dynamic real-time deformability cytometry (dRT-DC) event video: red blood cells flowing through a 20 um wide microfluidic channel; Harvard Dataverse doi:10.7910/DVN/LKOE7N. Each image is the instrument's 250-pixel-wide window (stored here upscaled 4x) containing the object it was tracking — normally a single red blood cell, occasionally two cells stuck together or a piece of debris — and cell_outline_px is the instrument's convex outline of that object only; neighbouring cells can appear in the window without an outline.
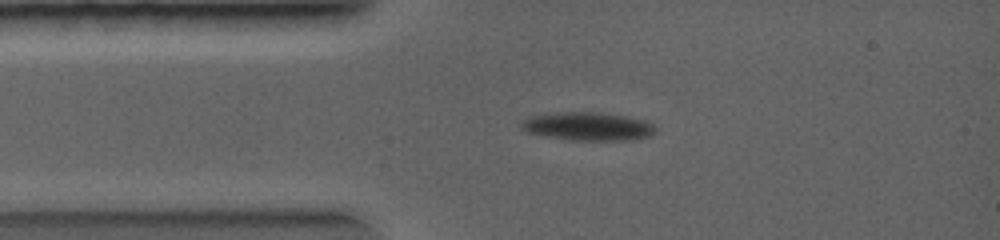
{"species": "common noctule bat (a hibernating species)", "species_latin": "Nyctalus noctula", "temperature_condition": "warm", "stored_images_in_passage": 39, "camera_frame_rate_fps": 5000, "um_per_image_px": 0.085, "animal": {"sex": "female", "body_mass_g": 19.0, "forearm_length_mm": 56.7}, "frame": {"image": 1, "passage_image": 6, "time_ms": 1.4, "image_size_px": [1000, 240], "cell_outline_px": [[656, 132], [652, 136], [632, 140], [572, 140], [548, 136], [528, 132], [520, 128], [520, 120], [528, 116], [560, 112], [600, 112], [628, 116], [644, 120], [652, 124], [656, 128]], "centroid_in_image_um": [49.99, 10.73], "position_along_channel_um": 35.0, "area_um2": 22.37}}
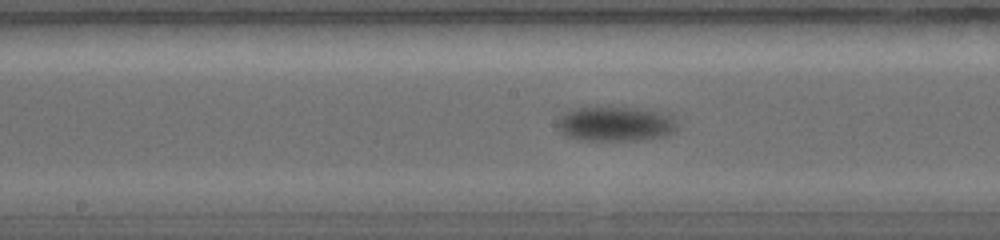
{"frame": {"image": 2, "passage_image": 17, "time_ms": 4.4, "image_size_px": [1000, 240], "cell_outline_px": [[676, 128], [664, 136], [636, 140], [588, 140], [568, 136], [556, 124], [560, 116], [564, 112], [576, 108], [644, 108], [668, 112], [672, 116]], "centroid_in_image_um": [52.34, 10.51], "position_along_channel_um": 195.9, "area_um2": 23.87}}
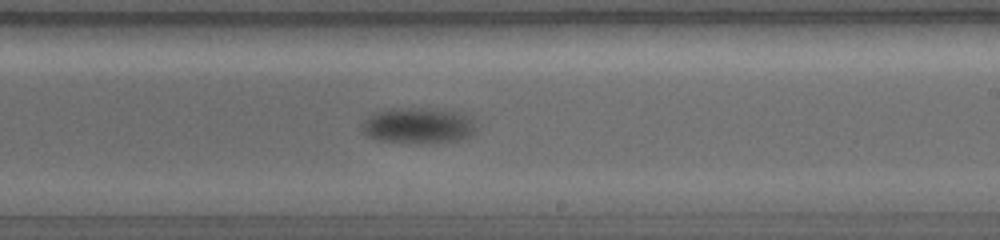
{"frame": {"image": 3, "passage_image": 20, "time_ms": 5.4, "image_size_px": [1000, 240], "cell_outline_px": [[476, 132], [460, 140], [376, 140], [368, 136], [364, 132], [360, 124], [364, 120], [376, 112], [416, 108], [456, 112], [472, 116], [476, 128]], "centroid_in_image_um": [35.58, 10.64], "position_along_channel_um": 253.4, "area_um2": 22.37}}